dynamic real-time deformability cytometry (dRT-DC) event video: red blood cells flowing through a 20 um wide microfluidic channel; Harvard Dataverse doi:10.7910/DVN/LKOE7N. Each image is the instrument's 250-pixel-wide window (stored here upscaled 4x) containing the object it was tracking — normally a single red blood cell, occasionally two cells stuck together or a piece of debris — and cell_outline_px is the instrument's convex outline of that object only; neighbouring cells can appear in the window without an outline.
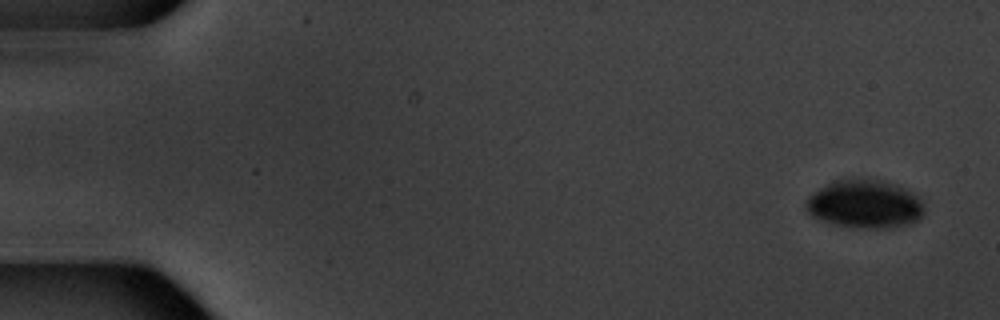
{"species": "common noctule bat (a hibernating species)", "species_latin": "Nyctalus noctula", "temperature_condition": "warm", "stored_images_in_passage": 9, "camera_frame_rate_fps": 3000, "um_per_image_px": 0.085, "animal": {"sex": "male", "body_mass_g": 20.1, "forearm_length_mm": 53.5}, "frame": {"image": 1, "passage_image": 1, "time_ms": 0.0, "image_size_px": [1000, 320], "cell_outline_px": [[924, 212], [912, 224], [888, 228], [864, 228], [836, 224], [820, 220], [812, 216], [804, 208], [804, 204], [820, 188], [836, 180], [884, 180], [896, 184], [912, 192], [924, 204]], "centroid_in_image_um": [73.54, 17.37], "position_along_channel_um": 11.5, "area_um2": 32.83}}